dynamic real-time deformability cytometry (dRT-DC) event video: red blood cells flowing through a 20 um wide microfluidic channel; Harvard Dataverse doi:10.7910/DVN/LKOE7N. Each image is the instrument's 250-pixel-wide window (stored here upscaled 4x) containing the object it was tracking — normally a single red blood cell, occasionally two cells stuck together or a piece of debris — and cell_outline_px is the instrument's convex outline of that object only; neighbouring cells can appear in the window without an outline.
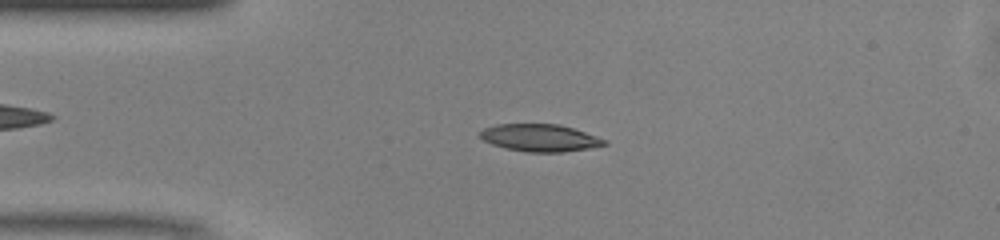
{"species": "common noctule bat (a hibernating species)", "species_latin": "Nyctalus noctula", "temperature_condition": "warm", "stored_images_in_passage": 48, "camera_frame_rate_fps": 3000, "um_per_image_px": 0.085, "animal": {"sex": "male", "body_mass_g": 13.0, "forearm_length_mm": 53.1}, "frame": {"image": 1, "passage_image": 10, "time_ms": 3.0, "image_size_px": [1000, 240], "cell_outline_px": [[608, 144], [588, 148], [564, 152], [528, 152], [504, 148], [492, 144], [484, 140], [480, 136], [480, 132], [484, 128], [496, 124], [560, 124], [608, 140]], "centroid_in_image_um": [45.9, 11.71], "position_along_channel_um": 39.1, "area_um2": 19.71}}
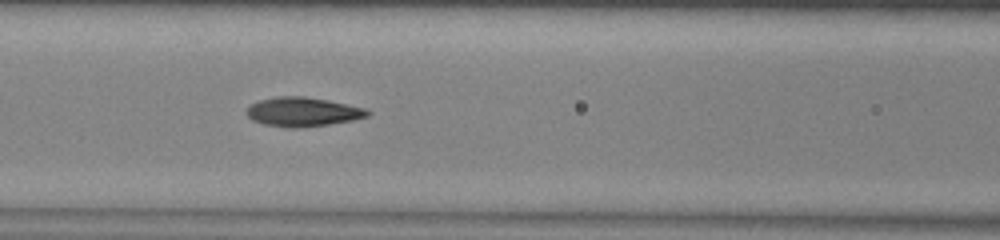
{"frame": {"image": 2, "passage_image": 19, "time_ms": 6.0, "image_size_px": [1000, 240], "cell_outline_px": [[372, 112], [368, 116], [352, 120], [328, 124], [296, 128], [288, 128], [264, 124], [252, 120], [244, 112], [252, 104], [260, 100], [276, 96], [304, 96], [328, 100], [364, 108]], "centroid_in_image_um": [25.71, 9.5], "position_along_channel_um": 140.9, "area_um2": 20.46}}
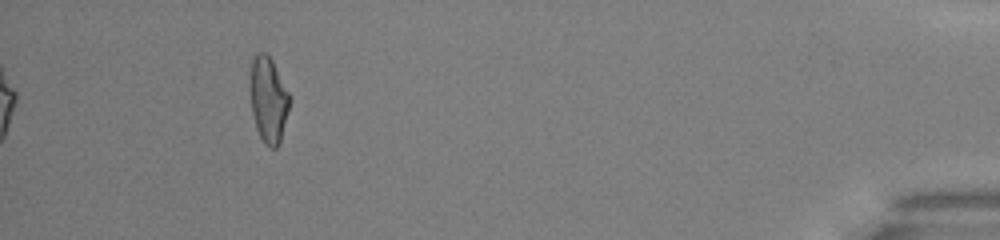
{"frame": {"image": 3, "passage_image": 44, "time_ms": 14.333, "image_size_px": [1000, 240], "cell_outline_px": [[288, 112], [280, 144], [276, 148], [268, 148], [264, 144], [256, 128], [252, 112], [248, 84], [252, 60], [256, 52], [264, 52], [272, 60], [288, 92]], "centroid_in_image_um": [22.77, 8.49], "position_along_channel_um": 412.4, "area_um2": 19.83}, "authors_computed_cell_mechanics": {"area_um2": 19.8832, "velocity_mm_per_s": 4.1408, "shape_relaxation_time_tau1_ms": 3.1962, "shape_relaxation_time_tau2_ms": 1.2814, "deformation_change_tau1": 0.1661, "deformation_change_tau2": 0.0881}}